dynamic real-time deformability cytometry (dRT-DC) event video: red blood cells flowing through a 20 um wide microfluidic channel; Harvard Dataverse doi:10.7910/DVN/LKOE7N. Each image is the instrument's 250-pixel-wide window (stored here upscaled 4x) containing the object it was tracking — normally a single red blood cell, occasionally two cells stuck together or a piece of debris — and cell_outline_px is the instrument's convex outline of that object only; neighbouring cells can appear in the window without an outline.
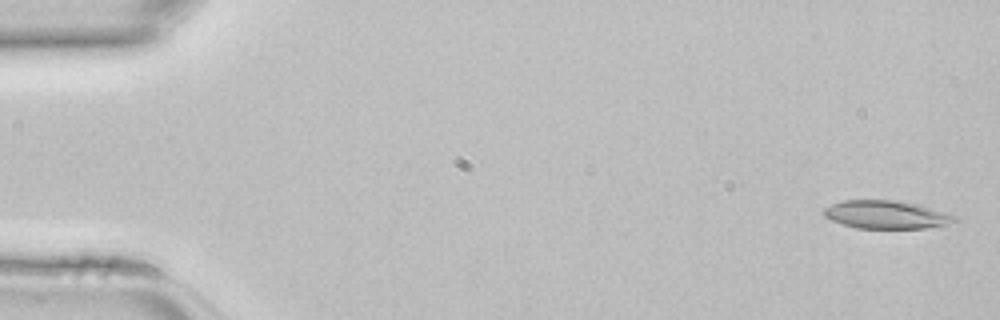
{"species": "common noctule bat (a hibernating species)", "species_latin": "Nyctalus noctula", "temperature_condition": "room temperature", "stored_images_in_passage": 45, "camera_frame_rate_fps": 3000, "um_per_image_px": 0.085, "animal": {"sex": "female", "body_mass_g": 22.7, "forearm_length_mm": 54.2}, "frame": {"image": 1, "passage_image": 2, "time_ms": 0.333, "image_size_px": [1000, 320], "cell_outline_px": [[956, 220], [944, 224], [924, 228], [856, 228], [832, 220], [824, 216], [824, 208], [832, 204], [844, 200], [896, 200], [916, 204], [944, 212], [956, 216]], "centroid_in_image_um": [75.28, 18.24], "position_along_channel_um": 9.7, "area_um2": 20.98}}
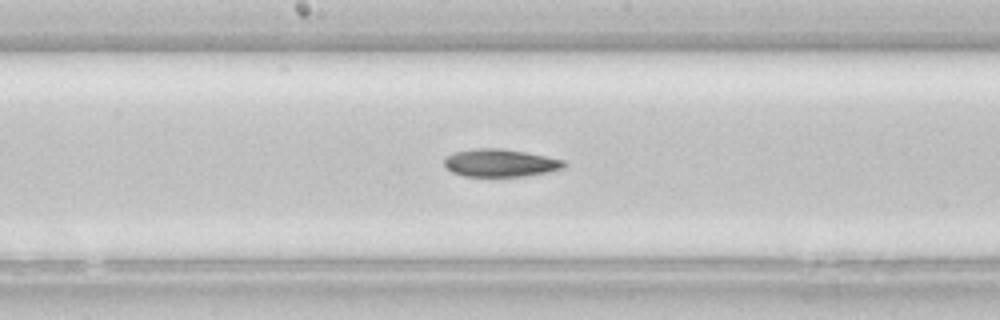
{"frame": {"image": 2, "passage_image": 24, "time_ms": 7.667, "image_size_px": [1000, 320], "cell_outline_px": [[568, 164], [564, 168], [548, 172], [524, 176], [464, 176], [452, 172], [444, 168], [444, 160], [448, 156], [456, 152], [480, 148], [500, 148], [524, 152], [564, 160]], "centroid_in_image_um": [42.53, 13.86], "position_along_channel_um": 205.7, "area_um2": 19.19}}
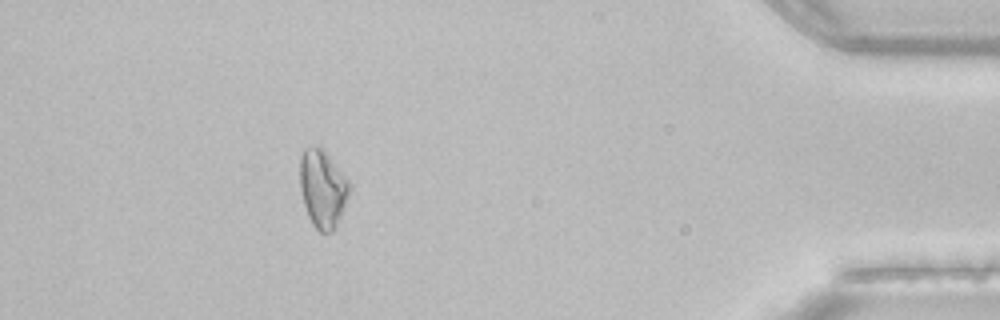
{"frame": {"image": 3, "passage_image": 41, "time_ms": 13.333, "image_size_px": [1000, 320], "cell_outline_px": [[352, 188], [340, 216], [332, 232], [320, 232], [312, 224], [308, 216], [304, 204], [300, 188], [300, 156], [304, 148], [316, 144], [328, 156], [352, 184]], "centroid_in_image_um": [27.42, 16.02], "position_along_channel_um": 407.8, "area_um2": 22.31}}